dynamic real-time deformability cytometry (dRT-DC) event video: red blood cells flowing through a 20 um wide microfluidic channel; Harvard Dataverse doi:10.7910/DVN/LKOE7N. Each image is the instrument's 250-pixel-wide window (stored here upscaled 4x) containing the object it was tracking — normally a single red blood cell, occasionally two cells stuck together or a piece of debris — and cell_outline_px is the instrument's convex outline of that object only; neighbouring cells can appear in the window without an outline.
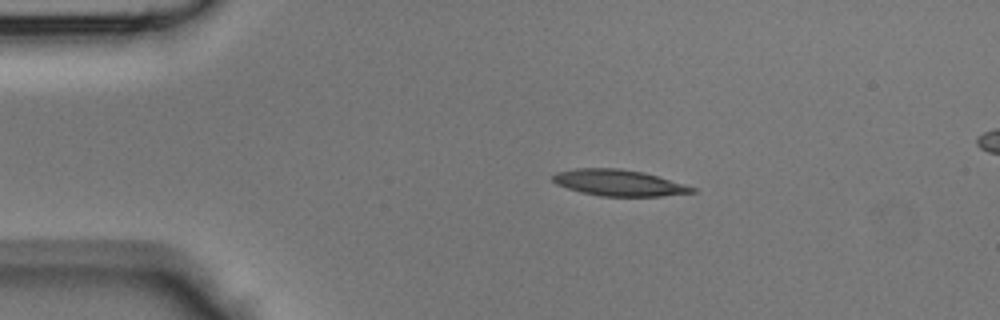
{"species": "Egyptian fruit bat (a non-hibernating species)", "species_latin": "Rousettus aegyptiacus", "temperature_condition": "room temperature", "stored_images_in_passage": 38, "segment_of_instrument_passage": [1, 2], "camera_frame_rate_fps": 3000, "um_per_image_px": 0.085, "animal": {"sex": "male"}, "frame": {"image": 1, "passage_image": 1, "time_ms": 0.0, "image_size_px": [1000, 320], "cell_outline_px": [[696, 192], [660, 196], [600, 196], [580, 192], [556, 184], [552, 180], [552, 176], [556, 172], [576, 168], [620, 168], [644, 172], [684, 184], [696, 188]], "centroid_in_image_um": [52.57, 15.53], "position_along_channel_um": 32.4, "area_um2": 21.27}}
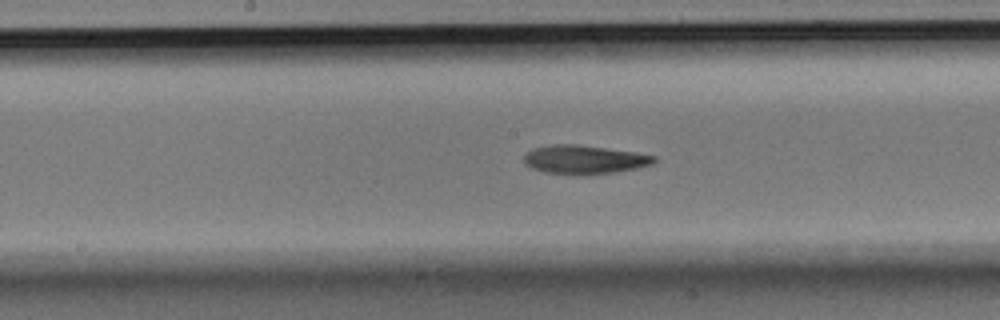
{"frame": {"image": 2, "passage_image": 15, "time_ms": 4.667, "image_size_px": [1000, 320], "cell_outline_px": [[656, 160], [652, 164], [636, 168], [616, 172], [544, 172], [532, 168], [524, 164], [524, 156], [532, 148], [552, 144], [576, 144], [636, 152], [656, 156]], "centroid_in_image_um": [49.66, 13.51], "position_along_channel_um": 198.5, "area_um2": 20.98}}
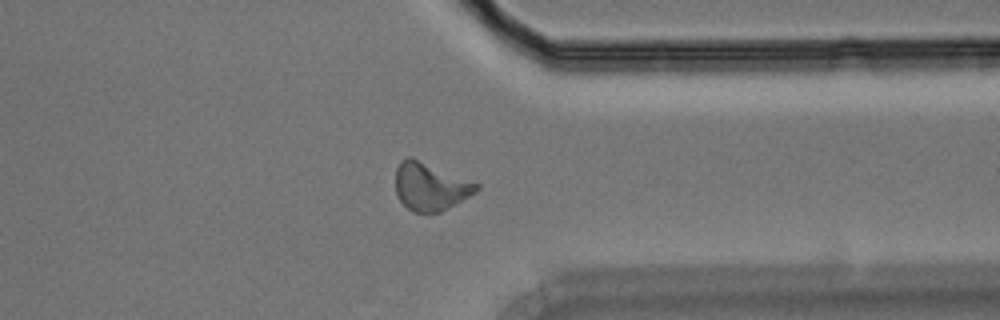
{"frame": {"image": 3, "passage_image": 27, "time_ms": 8.667, "image_size_px": [1000, 320], "cell_outline_px": [[480, 188], [476, 192], [440, 212], [416, 212], [408, 208], [400, 200], [396, 192], [396, 168], [400, 160], [408, 156], [480, 184]], "centroid_in_image_um": [36.56, 15.85], "position_along_channel_um": 374.8, "area_um2": 22.08}}